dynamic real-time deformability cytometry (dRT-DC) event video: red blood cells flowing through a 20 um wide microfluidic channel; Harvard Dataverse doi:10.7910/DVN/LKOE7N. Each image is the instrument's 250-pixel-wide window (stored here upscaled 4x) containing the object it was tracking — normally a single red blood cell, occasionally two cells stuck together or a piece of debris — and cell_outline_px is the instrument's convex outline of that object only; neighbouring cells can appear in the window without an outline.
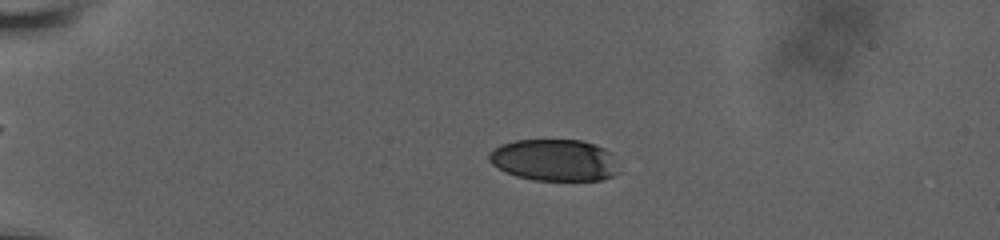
{"species": "human", "species_latin": "Homo sapiens", "temperature_condition": "room temperature", "stored_images_in_passage": 17, "camera_frame_rate_fps": 3000, "um_per_image_px": 0.085, "donor": {"sex": "male"}, "frame": {"image": 1, "passage_image": 8, "time_ms": 4.667, "image_size_px": [1000, 240], "cell_outline_px": [[620, 172], [616, 176], [600, 180], [532, 180], [516, 176], [504, 172], [492, 164], [488, 160], [488, 152], [500, 144], [516, 140], [580, 140], [596, 144], [612, 152]], "centroid_in_image_um": [47.13, 13.61], "position_along_channel_um": 37.9, "area_um2": 32.08}}
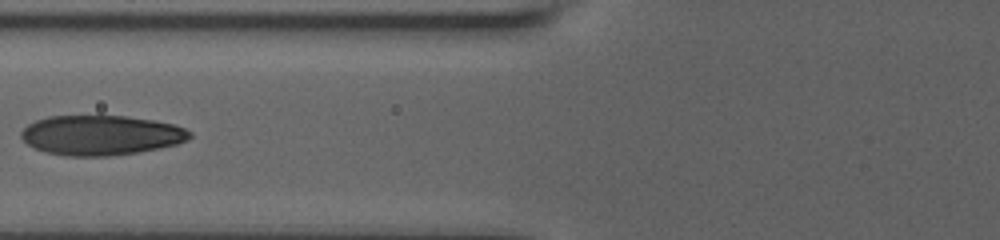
{"frame": {"image": 2, "passage_image": 14, "time_ms": 8.667, "image_size_px": [1000, 240], "cell_outline_px": [[192, 136], [176, 144], [136, 152], [108, 156], [64, 156], [44, 152], [28, 144], [20, 136], [20, 132], [28, 124], [36, 120], [48, 116], [124, 116], [152, 120], [172, 124], [184, 128], [192, 132]], "centroid_in_image_um": [8.53, 11.49], "position_along_channel_um": 117.3, "area_um2": 38.84}}
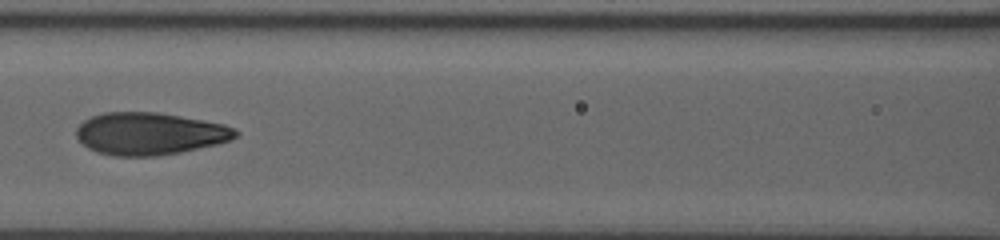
{"frame": {"image": 3, "passage_image": 16, "time_ms": 9.667, "image_size_px": [1000, 240], "cell_outline_px": [[240, 132], [236, 136], [228, 140], [216, 144], [180, 152], [156, 156], [112, 156], [96, 152], [88, 148], [76, 136], [76, 128], [84, 120], [92, 116], [104, 112], [156, 112], [204, 120], [224, 124], [236, 128]], "centroid_in_image_um": [12.71, 11.36], "position_along_channel_um": 153.9, "area_um2": 39.25}}